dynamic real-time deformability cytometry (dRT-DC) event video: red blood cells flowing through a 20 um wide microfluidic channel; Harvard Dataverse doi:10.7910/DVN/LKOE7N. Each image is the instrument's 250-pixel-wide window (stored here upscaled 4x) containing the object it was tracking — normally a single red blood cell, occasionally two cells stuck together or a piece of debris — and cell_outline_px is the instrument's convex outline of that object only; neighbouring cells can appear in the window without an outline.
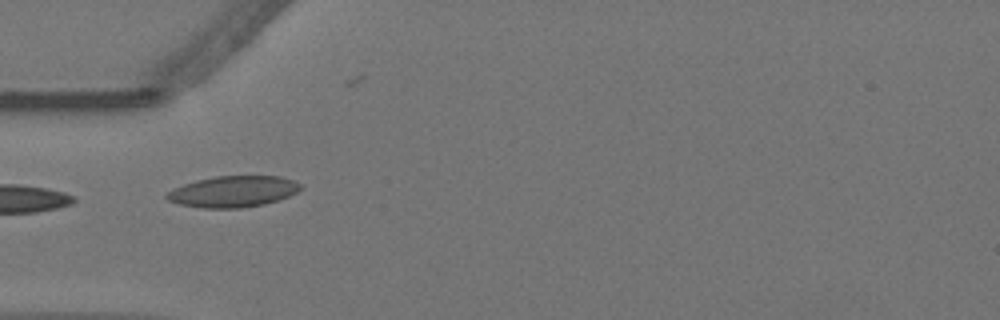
{"species": "Egyptian fruit bat (a non-hibernating species)", "species_latin": "Rousettus aegyptiacus", "temperature_condition": "warm", "stored_images_in_passage": 5, "camera_frame_rate_fps": 3000, "um_per_image_px": 0.085, "animal": {"sex": "female"}, "frame": {"image": 1, "passage_image": 1, "time_ms": 0.0, "image_size_px": [1000, 320], "cell_outline_px": [[304, 188], [288, 196], [264, 204], [240, 208], [204, 208], [180, 204], [168, 200], [164, 196], [168, 192], [184, 184], [196, 180], [216, 176], [280, 176], [292, 180], [300, 184]], "centroid_in_image_um": [19.82, 16.28], "position_along_channel_um": 65.2, "area_um2": 24.1}}